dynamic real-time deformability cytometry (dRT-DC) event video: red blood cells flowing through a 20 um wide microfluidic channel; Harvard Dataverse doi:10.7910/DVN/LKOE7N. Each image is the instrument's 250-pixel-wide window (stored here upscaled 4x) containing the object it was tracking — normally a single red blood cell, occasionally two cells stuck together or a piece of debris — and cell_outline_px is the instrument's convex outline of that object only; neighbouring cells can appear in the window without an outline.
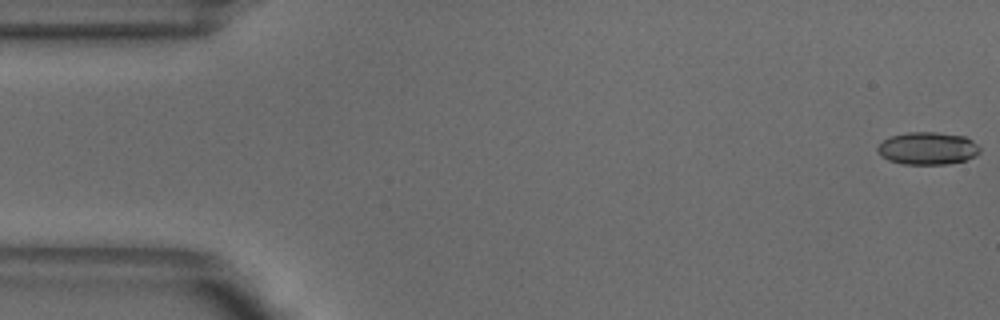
{"species": "common noctule bat (a hibernating species)", "species_latin": "Nyctalus noctula", "temperature_condition": "warm", "stored_images_in_passage": 9, "camera_frame_rate_fps": 3000, "um_per_image_px": 0.085, "animal": {"sex": "male", "body_mass_g": 18.8}, "frame": {"image": 1, "passage_image": 1, "time_ms": 0.0, "image_size_px": [1000, 320], "cell_outline_px": [[980, 152], [976, 156], [964, 160], [948, 164], [904, 164], [888, 160], [880, 156], [876, 148], [884, 140], [892, 136], [908, 132], [936, 132], [964, 136], [972, 140], [980, 148]], "centroid_in_image_um": [78.85, 12.61], "position_along_channel_um": 6.1, "area_um2": 19.36}}